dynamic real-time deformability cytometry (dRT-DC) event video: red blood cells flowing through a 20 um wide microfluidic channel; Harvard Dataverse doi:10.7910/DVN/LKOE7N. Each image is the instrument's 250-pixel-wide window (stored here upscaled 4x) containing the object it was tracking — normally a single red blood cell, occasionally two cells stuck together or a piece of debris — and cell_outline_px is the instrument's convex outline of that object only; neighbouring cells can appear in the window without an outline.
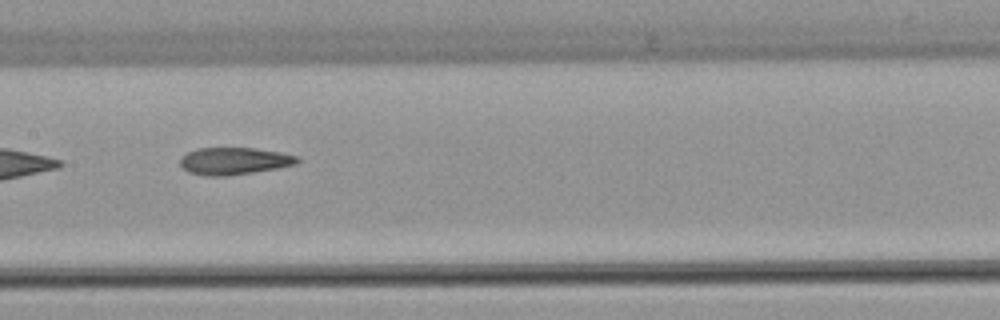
{"species": "common noctule bat (a hibernating species)", "species_latin": "Nyctalus noctula", "temperature_condition": "warm", "stored_images_in_passage": 8, "camera_frame_rate_fps": 3000, "um_per_image_px": 0.085, "animal": {"sex": "female", "body_mass_g": 22.7, "forearm_length_mm": 54.2}, "frame": {"image": 1, "passage_image": 7, "time_ms": 7.333, "image_size_px": [1000, 320], "cell_outline_px": [[300, 160], [296, 164], [276, 168], [252, 172], [224, 176], [204, 176], [188, 172], [180, 164], [180, 156], [196, 148], [256, 148], [280, 152], [300, 156]], "centroid_in_image_um": [19.89, 13.68], "position_along_channel_um": 187.5, "area_um2": 18.61}}